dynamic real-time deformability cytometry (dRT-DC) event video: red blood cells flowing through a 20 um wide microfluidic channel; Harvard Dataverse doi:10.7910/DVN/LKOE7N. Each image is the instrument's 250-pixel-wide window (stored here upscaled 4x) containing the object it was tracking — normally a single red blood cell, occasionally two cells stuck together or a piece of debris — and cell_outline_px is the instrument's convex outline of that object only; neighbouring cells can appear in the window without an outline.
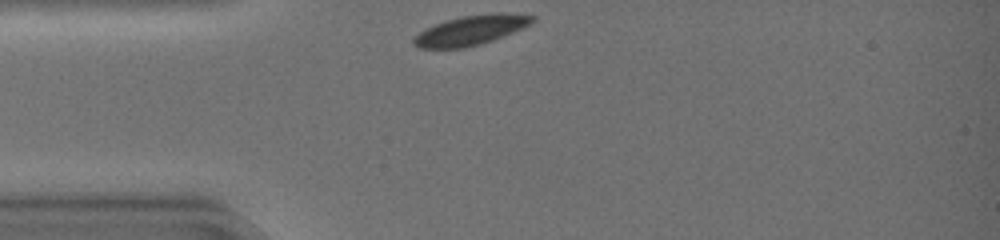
{"species": "common noctule bat (a hibernating species)", "species_latin": "Nyctalus noctula", "temperature_condition": "warm", "stored_images_in_passage": 28, "camera_frame_rate_fps": 3000, "um_per_image_px": 0.085, "animal": {"sex": "female", "body_mass_g": 19.0, "forearm_length_mm": 51.5}, "frame": {"image": 1, "passage_image": 1, "time_ms": 0.0, "image_size_px": [1000, 240], "cell_outline_px": [[536, 20], [532, 24], [504, 36], [480, 44], [464, 48], [420, 48], [412, 44], [412, 40], [420, 32], [436, 24], [448, 20], [464, 16], [536, 16]], "centroid_in_image_um": [39.95, 2.64], "position_along_channel_um": 45.1, "area_um2": 19.25}}
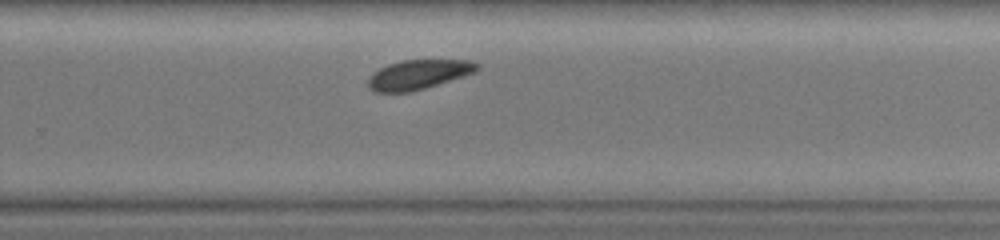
{"frame": {"image": 2, "passage_image": 20, "time_ms": 6.333, "image_size_px": [1000, 240], "cell_outline_px": [[480, 68], [476, 72], [464, 76], [412, 92], [376, 92], [368, 88], [368, 76], [372, 72], [388, 64], [404, 60], [472, 60], [480, 64]], "centroid_in_image_um": [35.57, 6.33], "position_along_channel_um": 294.2, "area_um2": 18.9}}
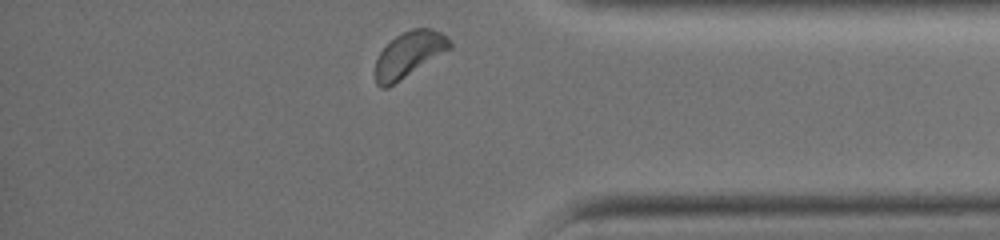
{"frame": {"image": 3, "passage_image": 28, "time_ms": 9.0, "image_size_px": [1000, 240], "cell_outline_px": [[452, 48], [388, 88], [380, 88], [376, 84], [376, 60], [380, 52], [396, 36], [412, 28], [432, 28], [448, 36], [452, 40]], "centroid_in_image_um": [34.8, 4.62], "position_along_channel_um": 400.4, "area_um2": 19.77}, "authors_computed_cell_mechanics": {"area_um2": 20.6635, "velocity_mm_per_s": 4.1768, "shape_relaxation_time_tau1_ms": 1.6827, "shape_relaxation_time_tau2_ms": null, "deformation_change_tau1": 0.0847, "deformation_change_tau2": null}}